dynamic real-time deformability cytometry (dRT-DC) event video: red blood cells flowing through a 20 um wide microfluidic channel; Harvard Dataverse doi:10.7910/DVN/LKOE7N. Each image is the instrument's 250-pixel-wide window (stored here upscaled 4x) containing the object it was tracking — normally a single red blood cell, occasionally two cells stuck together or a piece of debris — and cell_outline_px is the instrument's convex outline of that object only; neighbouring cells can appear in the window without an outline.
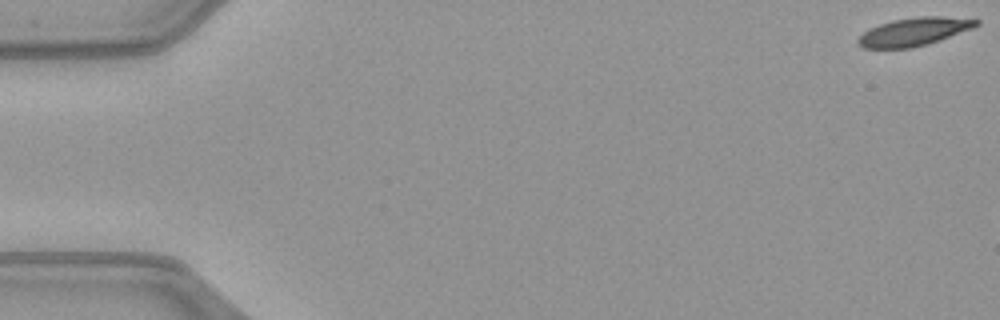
{"species": "common noctule bat (a hibernating species)", "species_latin": "Nyctalus noctula", "temperature_condition": "warm", "stored_images_in_passage": 7, "camera_frame_rate_fps": 3000, "um_per_image_px": 0.085, "animal": {"sex": "female", "body_mass_g": 21.9}, "frame": {"image": 1, "passage_image": 1, "time_ms": 0.0, "image_size_px": [1000, 320], "cell_outline_px": [[980, 24], [972, 28], [940, 40], [928, 44], [912, 48], [864, 48], [856, 44], [856, 40], [868, 28], [892, 20], [916, 16], [940, 16], [980, 20]], "centroid_in_image_um": [77.66, 2.7], "position_along_channel_um": 7.3, "area_um2": 19.42}}